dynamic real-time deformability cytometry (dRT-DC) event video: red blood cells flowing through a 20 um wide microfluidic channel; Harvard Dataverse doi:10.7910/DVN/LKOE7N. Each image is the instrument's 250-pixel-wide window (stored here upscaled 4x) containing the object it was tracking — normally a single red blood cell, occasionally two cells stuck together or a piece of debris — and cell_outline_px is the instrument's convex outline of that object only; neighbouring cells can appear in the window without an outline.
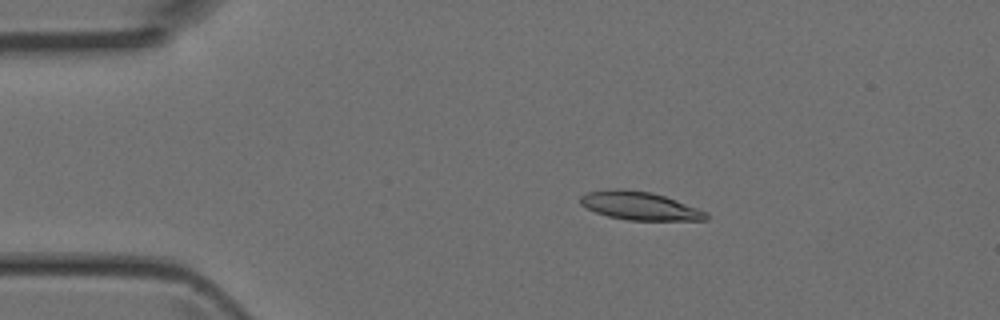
{"species": "Egyptian fruit bat (a non-hibernating species)", "species_latin": "Rousettus aegyptiacus", "temperature_condition": "room temperature", "stored_images_in_passage": 6, "camera_frame_rate_fps": 3000, "um_per_image_px": 0.085, "animal": {"sex": "female"}, "frame": {"image": 1, "passage_image": 3, "time_ms": 0.667, "image_size_px": [1000, 320], "cell_outline_px": [[708, 220], [628, 220], [608, 216], [596, 212], [580, 204], [580, 196], [588, 192], [608, 188], [620, 188], [652, 192], [676, 200], [708, 212]], "centroid_in_image_um": [54.36, 17.48], "position_along_channel_um": 30.6, "area_um2": 20.75}}
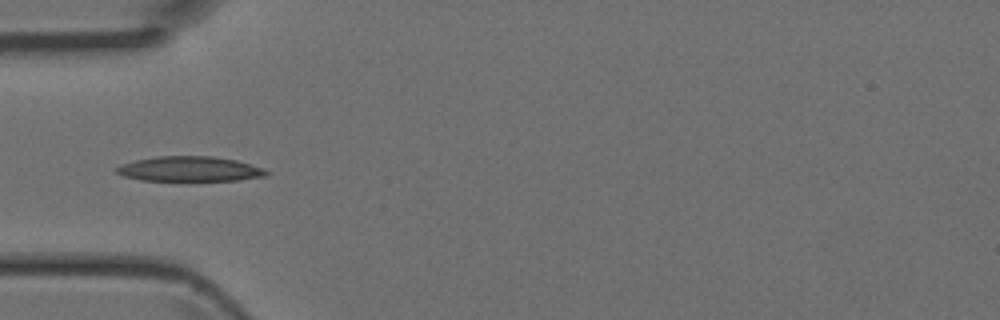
{"frame": {"image": 2, "passage_image": 5, "time_ms": 1.333, "image_size_px": [1000, 320], "cell_outline_px": [[268, 176], [240, 180], [140, 180], [124, 176], [116, 172], [116, 168], [124, 164], [136, 160], [156, 156], [212, 156], [236, 160], [264, 168], [268, 172]], "centroid_in_image_um": [16.17, 14.36], "position_along_channel_um": 68.8, "area_um2": 21.62}}